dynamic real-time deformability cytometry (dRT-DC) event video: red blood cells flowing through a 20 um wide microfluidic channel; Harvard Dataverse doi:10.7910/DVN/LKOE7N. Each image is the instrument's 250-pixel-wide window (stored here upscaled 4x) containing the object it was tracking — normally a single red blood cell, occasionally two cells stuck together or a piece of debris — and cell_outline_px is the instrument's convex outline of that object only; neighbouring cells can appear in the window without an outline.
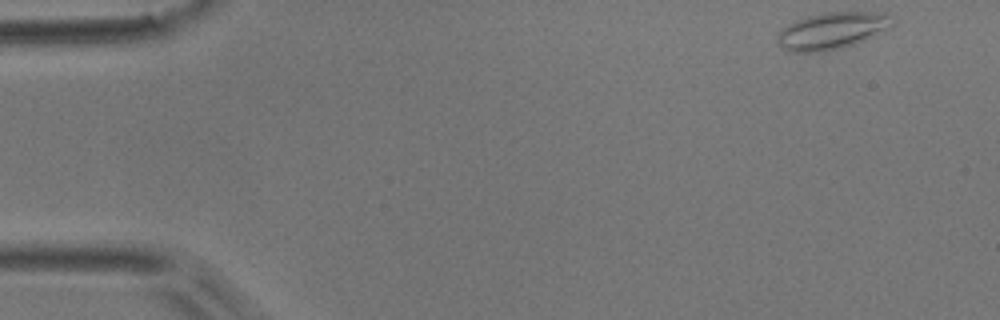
{"species": "common noctule bat (a hibernating species)", "species_latin": "Nyctalus noctula", "temperature_condition": "room temperature", "stored_images_in_passage": 4, "camera_frame_rate_fps": 3000, "um_per_image_px": 0.085, "animal": {"sex": "male", "body_mass_g": 17.9}, "frame": {"image": 1, "passage_image": 1, "time_ms": 0.0, "image_size_px": [1000, 320], "cell_outline_px": [[896, 20], [892, 24], [872, 36], [852, 44], [840, 48], [820, 52], [788, 52], [780, 48], [776, 44], [776, 36], [788, 24], [796, 20], [808, 16], [828, 12], [884, 12], [896, 16]], "centroid_in_image_um": [70.68, 2.61], "position_along_channel_um": 14.3, "area_um2": 24.68}}